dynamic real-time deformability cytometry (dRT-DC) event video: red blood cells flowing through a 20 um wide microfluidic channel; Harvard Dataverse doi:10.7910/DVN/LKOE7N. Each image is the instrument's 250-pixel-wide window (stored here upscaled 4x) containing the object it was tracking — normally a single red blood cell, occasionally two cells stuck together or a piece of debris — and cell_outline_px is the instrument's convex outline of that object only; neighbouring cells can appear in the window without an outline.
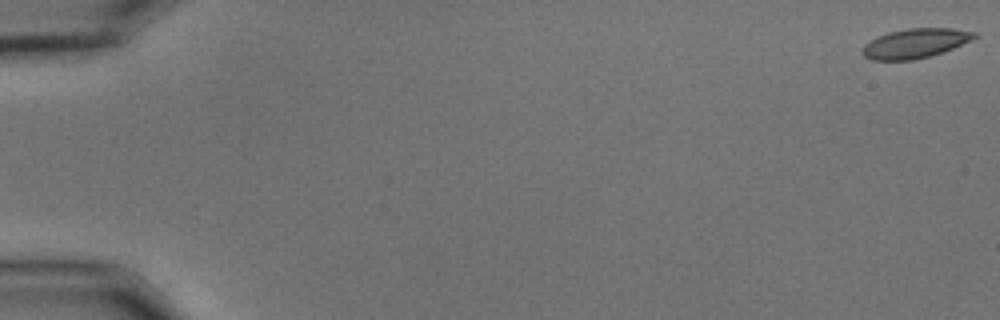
{"species": "common noctule bat (a hibernating species)", "species_latin": "Nyctalus noctula", "temperature_condition": "cold", "stored_images_in_passage": 56, "camera_frame_rate_fps": 3000, "um_per_image_px": 0.085, "animal": {"sex": "male", "body_mass_g": 15.6}, "frame": {"image": 1, "passage_image": 1, "time_ms": 0.0, "image_size_px": [1000, 320], "cell_outline_px": [[976, 36], [952, 48], [928, 56], [912, 60], [872, 60], [864, 56], [860, 52], [860, 48], [864, 44], [876, 36], [888, 32], [908, 28], [952, 28], [976, 32]], "centroid_in_image_um": [77.68, 3.68], "position_along_channel_um": 7.3, "area_um2": 19.07}}
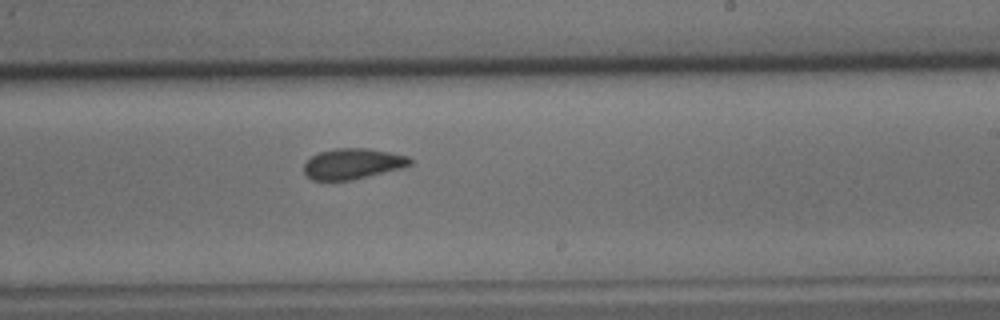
{"frame": {"image": 2, "passage_image": 35, "time_ms": 11.333, "image_size_px": [1000, 320], "cell_outline_px": [[412, 164], [404, 168], [352, 180], [312, 180], [304, 176], [304, 164], [312, 156], [320, 152], [336, 148], [368, 148], [408, 156], [412, 160]], "centroid_in_image_um": [29.99, 13.93], "position_along_channel_um": 259.0, "area_um2": 19.07}}
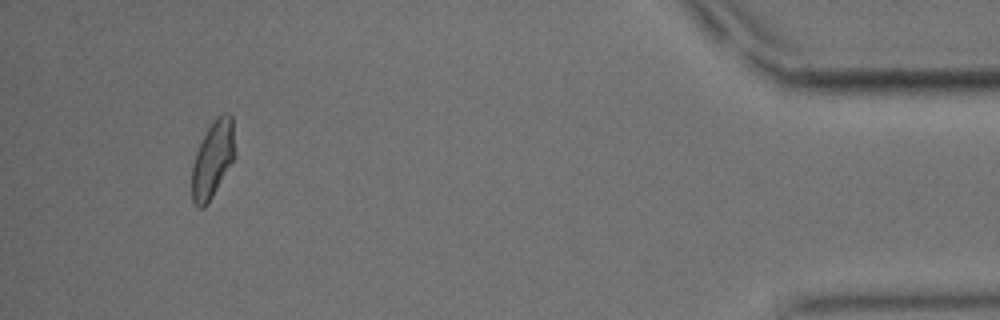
{"frame": {"image": 3, "passage_image": 53, "time_ms": 17.333, "image_size_px": [1000, 320], "cell_outline_px": [[236, 156], [208, 204], [204, 208], [196, 208], [192, 200], [192, 164], [196, 152], [208, 128], [216, 116], [224, 112], [228, 112], [232, 116]], "centroid_in_image_um": [18.1, 13.55], "position_along_channel_um": 417.1, "area_um2": 19.48}, "authors_computed_cell_mechanics": {"area_um2": 19.4786, "velocity_mm_per_s": 3.6505, "shape_relaxation_time_tau1_ms": 3.1066, "shape_relaxation_time_tau2_ms": 1.8511, "deformation_change_tau1": 0.116, "deformation_change_tau2": 0.0471}}